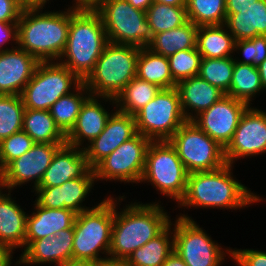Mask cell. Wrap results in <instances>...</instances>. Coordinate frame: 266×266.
Wrapping results in <instances>:
<instances>
[{
  "instance_id": "obj_41",
  "label": "cell",
  "mask_w": 266,
  "mask_h": 266,
  "mask_svg": "<svg viewBox=\"0 0 266 266\" xmlns=\"http://www.w3.org/2000/svg\"><path fill=\"white\" fill-rule=\"evenodd\" d=\"M237 50L242 51L244 59L235 58L234 61L257 67L266 59V36L260 35L252 39L236 41L234 51Z\"/></svg>"
},
{
  "instance_id": "obj_28",
  "label": "cell",
  "mask_w": 266,
  "mask_h": 266,
  "mask_svg": "<svg viewBox=\"0 0 266 266\" xmlns=\"http://www.w3.org/2000/svg\"><path fill=\"white\" fill-rule=\"evenodd\" d=\"M172 222L155 238L136 249L126 260V266H162L174 251ZM171 235V236H169Z\"/></svg>"
},
{
  "instance_id": "obj_53",
  "label": "cell",
  "mask_w": 266,
  "mask_h": 266,
  "mask_svg": "<svg viewBox=\"0 0 266 266\" xmlns=\"http://www.w3.org/2000/svg\"><path fill=\"white\" fill-rule=\"evenodd\" d=\"M263 90H266V59L257 66Z\"/></svg>"
},
{
  "instance_id": "obj_52",
  "label": "cell",
  "mask_w": 266,
  "mask_h": 266,
  "mask_svg": "<svg viewBox=\"0 0 266 266\" xmlns=\"http://www.w3.org/2000/svg\"><path fill=\"white\" fill-rule=\"evenodd\" d=\"M24 7H45L49 0H20Z\"/></svg>"
},
{
  "instance_id": "obj_2",
  "label": "cell",
  "mask_w": 266,
  "mask_h": 266,
  "mask_svg": "<svg viewBox=\"0 0 266 266\" xmlns=\"http://www.w3.org/2000/svg\"><path fill=\"white\" fill-rule=\"evenodd\" d=\"M233 165L225 164L213 171L190 173L187 176V188L180 208H223L236 209L248 207L251 203L263 201L241 182L234 179Z\"/></svg>"
},
{
  "instance_id": "obj_50",
  "label": "cell",
  "mask_w": 266,
  "mask_h": 266,
  "mask_svg": "<svg viewBox=\"0 0 266 266\" xmlns=\"http://www.w3.org/2000/svg\"><path fill=\"white\" fill-rule=\"evenodd\" d=\"M58 266H94V261L81 260V259H69Z\"/></svg>"
},
{
  "instance_id": "obj_38",
  "label": "cell",
  "mask_w": 266,
  "mask_h": 266,
  "mask_svg": "<svg viewBox=\"0 0 266 266\" xmlns=\"http://www.w3.org/2000/svg\"><path fill=\"white\" fill-rule=\"evenodd\" d=\"M24 111L21 95H0V142L22 131Z\"/></svg>"
},
{
  "instance_id": "obj_10",
  "label": "cell",
  "mask_w": 266,
  "mask_h": 266,
  "mask_svg": "<svg viewBox=\"0 0 266 266\" xmlns=\"http://www.w3.org/2000/svg\"><path fill=\"white\" fill-rule=\"evenodd\" d=\"M137 133L151 141H168L187 121L176 87L161 89L144 107L134 114Z\"/></svg>"
},
{
  "instance_id": "obj_20",
  "label": "cell",
  "mask_w": 266,
  "mask_h": 266,
  "mask_svg": "<svg viewBox=\"0 0 266 266\" xmlns=\"http://www.w3.org/2000/svg\"><path fill=\"white\" fill-rule=\"evenodd\" d=\"M74 227L59 231L55 236L31 242L15 264H56L72 259Z\"/></svg>"
},
{
  "instance_id": "obj_33",
  "label": "cell",
  "mask_w": 266,
  "mask_h": 266,
  "mask_svg": "<svg viewBox=\"0 0 266 266\" xmlns=\"http://www.w3.org/2000/svg\"><path fill=\"white\" fill-rule=\"evenodd\" d=\"M161 90L159 86L146 82L137 76L116 96V110L134 115L149 103Z\"/></svg>"
},
{
  "instance_id": "obj_4",
  "label": "cell",
  "mask_w": 266,
  "mask_h": 266,
  "mask_svg": "<svg viewBox=\"0 0 266 266\" xmlns=\"http://www.w3.org/2000/svg\"><path fill=\"white\" fill-rule=\"evenodd\" d=\"M107 43L101 17L94 9L70 7L69 34L59 59L61 64L83 82L93 71Z\"/></svg>"
},
{
  "instance_id": "obj_42",
  "label": "cell",
  "mask_w": 266,
  "mask_h": 266,
  "mask_svg": "<svg viewBox=\"0 0 266 266\" xmlns=\"http://www.w3.org/2000/svg\"><path fill=\"white\" fill-rule=\"evenodd\" d=\"M232 259L239 266H266V252L254 249H233Z\"/></svg>"
},
{
  "instance_id": "obj_8",
  "label": "cell",
  "mask_w": 266,
  "mask_h": 266,
  "mask_svg": "<svg viewBox=\"0 0 266 266\" xmlns=\"http://www.w3.org/2000/svg\"><path fill=\"white\" fill-rule=\"evenodd\" d=\"M187 176L181 159L169 141L150 143L140 182H151L157 191L175 200L179 205L186 193Z\"/></svg>"
},
{
  "instance_id": "obj_21",
  "label": "cell",
  "mask_w": 266,
  "mask_h": 266,
  "mask_svg": "<svg viewBox=\"0 0 266 266\" xmlns=\"http://www.w3.org/2000/svg\"><path fill=\"white\" fill-rule=\"evenodd\" d=\"M90 169L83 148L66 143L54 154L38 187L60 186L66 181L83 177Z\"/></svg>"
},
{
  "instance_id": "obj_16",
  "label": "cell",
  "mask_w": 266,
  "mask_h": 266,
  "mask_svg": "<svg viewBox=\"0 0 266 266\" xmlns=\"http://www.w3.org/2000/svg\"><path fill=\"white\" fill-rule=\"evenodd\" d=\"M66 143H35L22 156L11 161L5 169V183L8 191L33 181L36 189L56 151ZM35 180V181H34Z\"/></svg>"
},
{
  "instance_id": "obj_14",
  "label": "cell",
  "mask_w": 266,
  "mask_h": 266,
  "mask_svg": "<svg viewBox=\"0 0 266 266\" xmlns=\"http://www.w3.org/2000/svg\"><path fill=\"white\" fill-rule=\"evenodd\" d=\"M266 152V112L248 106L241 115L231 142L225 148V159L233 165L239 158ZM238 158V159H237Z\"/></svg>"
},
{
  "instance_id": "obj_17",
  "label": "cell",
  "mask_w": 266,
  "mask_h": 266,
  "mask_svg": "<svg viewBox=\"0 0 266 266\" xmlns=\"http://www.w3.org/2000/svg\"><path fill=\"white\" fill-rule=\"evenodd\" d=\"M95 172L91 168L83 177L66 181L60 186L37 187L34 189L36 202L45 208L70 209L79 214L92 209L82 205L90 190L94 187Z\"/></svg>"
},
{
  "instance_id": "obj_19",
  "label": "cell",
  "mask_w": 266,
  "mask_h": 266,
  "mask_svg": "<svg viewBox=\"0 0 266 266\" xmlns=\"http://www.w3.org/2000/svg\"><path fill=\"white\" fill-rule=\"evenodd\" d=\"M39 63L18 46L0 51V95H21Z\"/></svg>"
},
{
  "instance_id": "obj_45",
  "label": "cell",
  "mask_w": 266,
  "mask_h": 266,
  "mask_svg": "<svg viewBox=\"0 0 266 266\" xmlns=\"http://www.w3.org/2000/svg\"><path fill=\"white\" fill-rule=\"evenodd\" d=\"M13 250L8 246L0 243V266H11ZM12 256V257H11Z\"/></svg>"
},
{
  "instance_id": "obj_51",
  "label": "cell",
  "mask_w": 266,
  "mask_h": 266,
  "mask_svg": "<svg viewBox=\"0 0 266 266\" xmlns=\"http://www.w3.org/2000/svg\"><path fill=\"white\" fill-rule=\"evenodd\" d=\"M130 3L134 8L145 11L149 8V6L153 3L152 0H126Z\"/></svg>"
},
{
  "instance_id": "obj_49",
  "label": "cell",
  "mask_w": 266,
  "mask_h": 266,
  "mask_svg": "<svg viewBox=\"0 0 266 266\" xmlns=\"http://www.w3.org/2000/svg\"><path fill=\"white\" fill-rule=\"evenodd\" d=\"M73 4L76 8H91L94 9L103 0H74Z\"/></svg>"
},
{
  "instance_id": "obj_43",
  "label": "cell",
  "mask_w": 266,
  "mask_h": 266,
  "mask_svg": "<svg viewBox=\"0 0 266 266\" xmlns=\"http://www.w3.org/2000/svg\"><path fill=\"white\" fill-rule=\"evenodd\" d=\"M23 9L20 0H0V21L18 23Z\"/></svg>"
},
{
  "instance_id": "obj_30",
  "label": "cell",
  "mask_w": 266,
  "mask_h": 266,
  "mask_svg": "<svg viewBox=\"0 0 266 266\" xmlns=\"http://www.w3.org/2000/svg\"><path fill=\"white\" fill-rule=\"evenodd\" d=\"M136 76L156 84L161 89L173 88L177 84L171 75L168 58L153 52L148 47L140 48Z\"/></svg>"
},
{
  "instance_id": "obj_13",
  "label": "cell",
  "mask_w": 266,
  "mask_h": 266,
  "mask_svg": "<svg viewBox=\"0 0 266 266\" xmlns=\"http://www.w3.org/2000/svg\"><path fill=\"white\" fill-rule=\"evenodd\" d=\"M152 141L137 133L119 145L94 168L96 181L110 180L140 183L145 167L147 149Z\"/></svg>"
},
{
  "instance_id": "obj_15",
  "label": "cell",
  "mask_w": 266,
  "mask_h": 266,
  "mask_svg": "<svg viewBox=\"0 0 266 266\" xmlns=\"http://www.w3.org/2000/svg\"><path fill=\"white\" fill-rule=\"evenodd\" d=\"M247 107L245 102L225 95L192 121L223 148H226Z\"/></svg>"
},
{
  "instance_id": "obj_54",
  "label": "cell",
  "mask_w": 266,
  "mask_h": 266,
  "mask_svg": "<svg viewBox=\"0 0 266 266\" xmlns=\"http://www.w3.org/2000/svg\"><path fill=\"white\" fill-rule=\"evenodd\" d=\"M152 1L172 6H186V0H152Z\"/></svg>"
},
{
  "instance_id": "obj_37",
  "label": "cell",
  "mask_w": 266,
  "mask_h": 266,
  "mask_svg": "<svg viewBox=\"0 0 266 266\" xmlns=\"http://www.w3.org/2000/svg\"><path fill=\"white\" fill-rule=\"evenodd\" d=\"M233 68L234 59L232 56L201 58L198 76L227 94L231 85Z\"/></svg>"
},
{
  "instance_id": "obj_25",
  "label": "cell",
  "mask_w": 266,
  "mask_h": 266,
  "mask_svg": "<svg viewBox=\"0 0 266 266\" xmlns=\"http://www.w3.org/2000/svg\"><path fill=\"white\" fill-rule=\"evenodd\" d=\"M225 27L236 41L266 36V0L247 8H226Z\"/></svg>"
},
{
  "instance_id": "obj_35",
  "label": "cell",
  "mask_w": 266,
  "mask_h": 266,
  "mask_svg": "<svg viewBox=\"0 0 266 266\" xmlns=\"http://www.w3.org/2000/svg\"><path fill=\"white\" fill-rule=\"evenodd\" d=\"M146 17L153 36L187 23L186 6H172L153 2L146 10Z\"/></svg>"
},
{
  "instance_id": "obj_27",
  "label": "cell",
  "mask_w": 266,
  "mask_h": 266,
  "mask_svg": "<svg viewBox=\"0 0 266 266\" xmlns=\"http://www.w3.org/2000/svg\"><path fill=\"white\" fill-rule=\"evenodd\" d=\"M225 25L199 26L196 47L201 58H225L233 56L235 38Z\"/></svg>"
},
{
  "instance_id": "obj_29",
  "label": "cell",
  "mask_w": 266,
  "mask_h": 266,
  "mask_svg": "<svg viewBox=\"0 0 266 266\" xmlns=\"http://www.w3.org/2000/svg\"><path fill=\"white\" fill-rule=\"evenodd\" d=\"M197 30L198 27L188 21L175 29L155 34L148 48L167 58L177 51L196 48Z\"/></svg>"
},
{
  "instance_id": "obj_44",
  "label": "cell",
  "mask_w": 266,
  "mask_h": 266,
  "mask_svg": "<svg viewBox=\"0 0 266 266\" xmlns=\"http://www.w3.org/2000/svg\"><path fill=\"white\" fill-rule=\"evenodd\" d=\"M15 42V45H17V23H8V22H2L0 21V51L9 50L10 48H3L2 46L7 41Z\"/></svg>"
},
{
  "instance_id": "obj_6",
  "label": "cell",
  "mask_w": 266,
  "mask_h": 266,
  "mask_svg": "<svg viewBox=\"0 0 266 266\" xmlns=\"http://www.w3.org/2000/svg\"><path fill=\"white\" fill-rule=\"evenodd\" d=\"M115 217L113 197H107L92 209L76 215L72 259L96 261L109 255Z\"/></svg>"
},
{
  "instance_id": "obj_1",
  "label": "cell",
  "mask_w": 266,
  "mask_h": 266,
  "mask_svg": "<svg viewBox=\"0 0 266 266\" xmlns=\"http://www.w3.org/2000/svg\"><path fill=\"white\" fill-rule=\"evenodd\" d=\"M41 9L24 7L17 23V44L39 62L58 61L68 39L70 7L62 12Z\"/></svg>"
},
{
  "instance_id": "obj_32",
  "label": "cell",
  "mask_w": 266,
  "mask_h": 266,
  "mask_svg": "<svg viewBox=\"0 0 266 266\" xmlns=\"http://www.w3.org/2000/svg\"><path fill=\"white\" fill-rule=\"evenodd\" d=\"M90 96V91L82 82L75 88L74 92L72 91L70 94L60 97L50 107L49 111L55 124L65 135L75 126L82 105Z\"/></svg>"
},
{
  "instance_id": "obj_11",
  "label": "cell",
  "mask_w": 266,
  "mask_h": 266,
  "mask_svg": "<svg viewBox=\"0 0 266 266\" xmlns=\"http://www.w3.org/2000/svg\"><path fill=\"white\" fill-rule=\"evenodd\" d=\"M81 83L82 81L60 62H40L21 94L24 107L49 110L60 97L73 91L70 90L71 87L75 89Z\"/></svg>"
},
{
  "instance_id": "obj_22",
  "label": "cell",
  "mask_w": 266,
  "mask_h": 266,
  "mask_svg": "<svg viewBox=\"0 0 266 266\" xmlns=\"http://www.w3.org/2000/svg\"><path fill=\"white\" fill-rule=\"evenodd\" d=\"M98 98L112 102L114 105L116 104L114 98L91 95L82 105L75 126L66 135V143L68 145L80 148L84 141L88 140V143H90L104 130L106 122L112 113L106 111L99 103Z\"/></svg>"
},
{
  "instance_id": "obj_40",
  "label": "cell",
  "mask_w": 266,
  "mask_h": 266,
  "mask_svg": "<svg viewBox=\"0 0 266 266\" xmlns=\"http://www.w3.org/2000/svg\"><path fill=\"white\" fill-rule=\"evenodd\" d=\"M35 144L23 130L12 134L0 142V164L5 168L11 161L22 156Z\"/></svg>"
},
{
  "instance_id": "obj_7",
  "label": "cell",
  "mask_w": 266,
  "mask_h": 266,
  "mask_svg": "<svg viewBox=\"0 0 266 266\" xmlns=\"http://www.w3.org/2000/svg\"><path fill=\"white\" fill-rule=\"evenodd\" d=\"M94 10L100 15L108 42L148 47L153 40L146 12L126 0H103Z\"/></svg>"
},
{
  "instance_id": "obj_39",
  "label": "cell",
  "mask_w": 266,
  "mask_h": 266,
  "mask_svg": "<svg viewBox=\"0 0 266 266\" xmlns=\"http://www.w3.org/2000/svg\"><path fill=\"white\" fill-rule=\"evenodd\" d=\"M168 61L173 80L178 83L193 76H198L201 54L197 47L177 51L174 55L168 57Z\"/></svg>"
},
{
  "instance_id": "obj_36",
  "label": "cell",
  "mask_w": 266,
  "mask_h": 266,
  "mask_svg": "<svg viewBox=\"0 0 266 266\" xmlns=\"http://www.w3.org/2000/svg\"><path fill=\"white\" fill-rule=\"evenodd\" d=\"M186 11L197 27L223 25L227 16L225 0H186Z\"/></svg>"
},
{
  "instance_id": "obj_3",
  "label": "cell",
  "mask_w": 266,
  "mask_h": 266,
  "mask_svg": "<svg viewBox=\"0 0 266 266\" xmlns=\"http://www.w3.org/2000/svg\"><path fill=\"white\" fill-rule=\"evenodd\" d=\"M112 226L109 255L126 260L136 249L159 235L171 222L167 212L159 203H131L121 212L116 210Z\"/></svg>"
},
{
  "instance_id": "obj_18",
  "label": "cell",
  "mask_w": 266,
  "mask_h": 266,
  "mask_svg": "<svg viewBox=\"0 0 266 266\" xmlns=\"http://www.w3.org/2000/svg\"><path fill=\"white\" fill-rule=\"evenodd\" d=\"M137 134L134 115L116 110L108 118L104 130L87 147L82 146L88 165L93 169L119 145Z\"/></svg>"
},
{
  "instance_id": "obj_5",
  "label": "cell",
  "mask_w": 266,
  "mask_h": 266,
  "mask_svg": "<svg viewBox=\"0 0 266 266\" xmlns=\"http://www.w3.org/2000/svg\"><path fill=\"white\" fill-rule=\"evenodd\" d=\"M140 48L108 42L93 71L83 81L92 96H116L136 77Z\"/></svg>"
},
{
  "instance_id": "obj_24",
  "label": "cell",
  "mask_w": 266,
  "mask_h": 266,
  "mask_svg": "<svg viewBox=\"0 0 266 266\" xmlns=\"http://www.w3.org/2000/svg\"><path fill=\"white\" fill-rule=\"evenodd\" d=\"M182 112L187 121H192L226 94L199 76L182 80L176 84ZM191 112H188L190 111ZM194 111V116H193Z\"/></svg>"
},
{
  "instance_id": "obj_23",
  "label": "cell",
  "mask_w": 266,
  "mask_h": 266,
  "mask_svg": "<svg viewBox=\"0 0 266 266\" xmlns=\"http://www.w3.org/2000/svg\"><path fill=\"white\" fill-rule=\"evenodd\" d=\"M32 215H27L25 248L34 240L55 236L59 231L74 225L76 215L73 210L51 209L34 203Z\"/></svg>"
},
{
  "instance_id": "obj_46",
  "label": "cell",
  "mask_w": 266,
  "mask_h": 266,
  "mask_svg": "<svg viewBox=\"0 0 266 266\" xmlns=\"http://www.w3.org/2000/svg\"><path fill=\"white\" fill-rule=\"evenodd\" d=\"M94 266H126L125 260L105 257L94 261Z\"/></svg>"
},
{
  "instance_id": "obj_31",
  "label": "cell",
  "mask_w": 266,
  "mask_h": 266,
  "mask_svg": "<svg viewBox=\"0 0 266 266\" xmlns=\"http://www.w3.org/2000/svg\"><path fill=\"white\" fill-rule=\"evenodd\" d=\"M22 130L35 143H66V135L55 124L49 110L25 109Z\"/></svg>"
},
{
  "instance_id": "obj_55",
  "label": "cell",
  "mask_w": 266,
  "mask_h": 266,
  "mask_svg": "<svg viewBox=\"0 0 266 266\" xmlns=\"http://www.w3.org/2000/svg\"><path fill=\"white\" fill-rule=\"evenodd\" d=\"M5 188H7L6 183H5V169L0 164V197L4 194L2 189H5Z\"/></svg>"
},
{
  "instance_id": "obj_34",
  "label": "cell",
  "mask_w": 266,
  "mask_h": 266,
  "mask_svg": "<svg viewBox=\"0 0 266 266\" xmlns=\"http://www.w3.org/2000/svg\"><path fill=\"white\" fill-rule=\"evenodd\" d=\"M262 90L258 68L234 61L231 85L226 95L250 106L252 98Z\"/></svg>"
},
{
  "instance_id": "obj_12",
  "label": "cell",
  "mask_w": 266,
  "mask_h": 266,
  "mask_svg": "<svg viewBox=\"0 0 266 266\" xmlns=\"http://www.w3.org/2000/svg\"><path fill=\"white\" fill-rule=\"evenodd\" d=\"M173 225L174 251L187 266H220L226 254L232 256V249L224 253L188 215L180 214Z\"/></svg>"
},
{
  "instance_id": "obj_48",
  "label": "cell",
  "mask_w": 266,
  "mask_h": 266,
  "mask_svg": "<svg viewBox=\"0 0 266 266\" xmlns=\"http://www.w3.org/2000/svg\"><path fill=\"white\" fill-rule=\"evenodd\" d=\"M226 8H247L258 0H225Z\"/></svg>"
},
{
  "instance_id": "obj_47",
  "label": "cell",
  "mask_w": 266,
  "mask_h": 266,
  "mask_svg": "<svg viewBox=\"0 0 266 266\" xmlns=\"http://www.w3.org/2000/svg\"><path fill=\"white\" fill-rule=\"evenodd\" d=\"M162 266H187L182 258L173 251L168 258L164 261Z\"/></svg>"
},
{
  "instance_id": "obj_26",
  "label": "cell",
  "mask_w": 266,
  "mask_h": 266,
  "mask_svg": "<svg viewBox=\"0 0 266 266\" xmlns=\"http://www.w3.org/2000/svg\"><path fill=\"white\" fill-rule=\"evenodd\" d=\"M11 191L0 197V243L12 250L25 249L27 215L11 198Z\"/></svg>"
},
{
  "instance_id": "obj_9",
  "label": "cell",
  "mask_w": 266,
  "mask_h": 266,
  "mask_svg": "<svg viewBox=\"0 0 266 266\" xmlns=\"http://www.w3.org/2000/svg\"><path fill=\"white\" fill-rule=\"evenodd\" d=\"M188 174L213 171L227 164L225 148L193 121H186L168 140Z\"/></svg>"
}]
</instances>
